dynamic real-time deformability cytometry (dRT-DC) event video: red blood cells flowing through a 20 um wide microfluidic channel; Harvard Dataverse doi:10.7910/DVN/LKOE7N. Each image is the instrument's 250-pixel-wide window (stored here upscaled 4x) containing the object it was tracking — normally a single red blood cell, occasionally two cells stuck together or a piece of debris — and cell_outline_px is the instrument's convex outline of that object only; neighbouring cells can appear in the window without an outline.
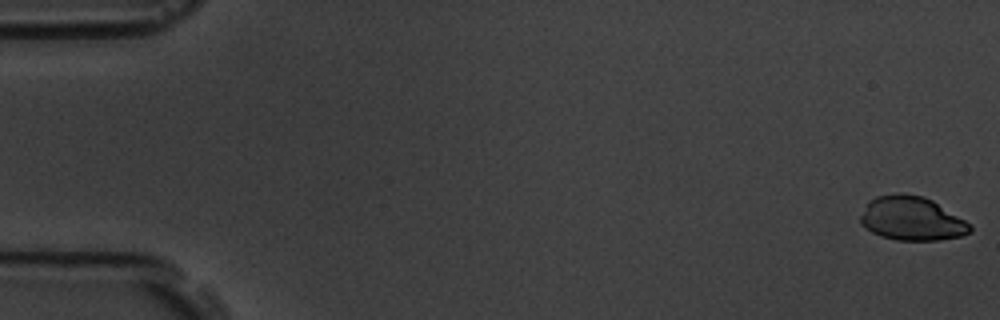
{"species": "common noctule bat (a hibernating species)", "species_latin": "Nyctalus noctula", "temperature_condition": "room temperature", "stored_images_in_passage": 3, "camera_frame_rate_fps": 3000, "um_per_image_px": 0.085, "animal": {"sex": "male", "body_mass_g": 19.5, "forearm_length_mm": 54.6}, "frame": {"image": 1, "passage_image": 1, "time_ms": 0.0, "image_size_px": [1000, 320], "cell_outline_px": [[972, 232], [960, 236], [940, 240], [896, 240], [880, 236], [864, 228], [860, 224], [860, 216], [868, 200], [876, 196], [900, 192], [924, 196], [932, 200], [972, 224]], "centroid_in_image_um": [77.48, 18.57], "position_along_channel_um": 7.5, "area_um2": 28.38}}